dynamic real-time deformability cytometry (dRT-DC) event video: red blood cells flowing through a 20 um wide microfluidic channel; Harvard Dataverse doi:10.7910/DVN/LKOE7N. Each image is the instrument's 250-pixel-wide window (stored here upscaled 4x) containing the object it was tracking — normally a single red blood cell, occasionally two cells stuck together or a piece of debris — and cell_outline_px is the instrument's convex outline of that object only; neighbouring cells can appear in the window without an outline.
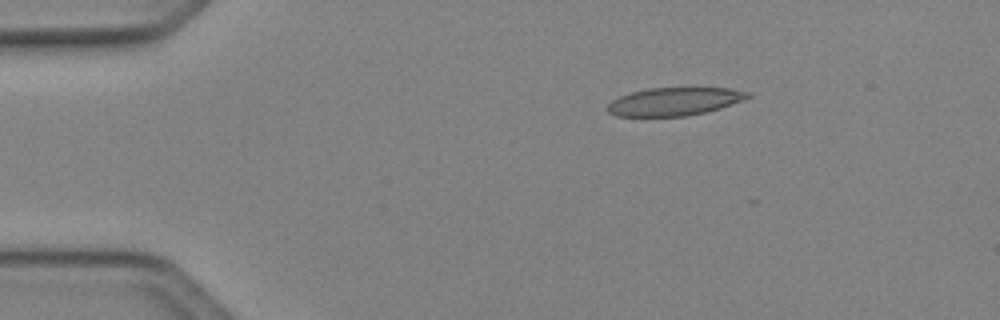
{"species": "Egyptian fruit bat (a non-hibernating species)", "species_latin": "Rousettus aegyptiacus", "temperature_condition": "cold", "stored_images_in_passage": 6, "camera_frame_rate_fps": 3000, "um_per_image_px": 0.085, "animal": {"sex": "female"}, "frame": {"image": 1, "passage_image": 1, "time_ms": 0.0, "image_size_px": [1000, 320], "cell_outline_px": [[752, 96], [744, 100], [720, 108], [688, 116], [616, 116], [608, 112], [608, 104], [612, 100], [620, 96], [632, 92], [648, 88], [728, 88], [752, 92]], "centroid_in_image_um": [57.36, 8.62], "position_along_channel_um": 27.6, "area_um2": 22.89}}